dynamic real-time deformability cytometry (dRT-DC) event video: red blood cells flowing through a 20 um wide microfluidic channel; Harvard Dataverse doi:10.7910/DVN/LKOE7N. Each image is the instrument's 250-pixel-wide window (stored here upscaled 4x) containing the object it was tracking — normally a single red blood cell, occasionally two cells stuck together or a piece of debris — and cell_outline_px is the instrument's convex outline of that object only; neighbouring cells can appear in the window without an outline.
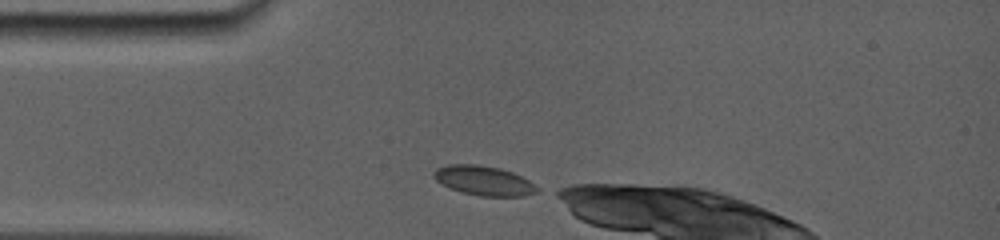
{"species": "common noctule bat (a hibernating species)", "species_latin": "Nyctalus noctula", "temperature_condition": "room temperature", "stored_images_in_passage": 46, "camera_frame_rate_fps": 5000, "um_per_image_px": 0.085, "animal": {"sex": "female", "body_mass_g": 19.0, "forearm_length_mm": 56.7}, "frame": {"image": 1, "passage_image": 1, "time_ms": 0.0, "image_size_px": [1000, 240], "cell_outline_px": [[540, 188], [536, 192], [524, 196], [480, 196], [460, 192], [436, 180], [432, 176], [432, 172], [436, 168], [448, 164], [476, 164], [500, 168], [512, 172], [528, 180]], "centroid_in_image_um": [41.11, 15.35], "position_along_channel_um": 43.9, "area_um2": 17.74}}
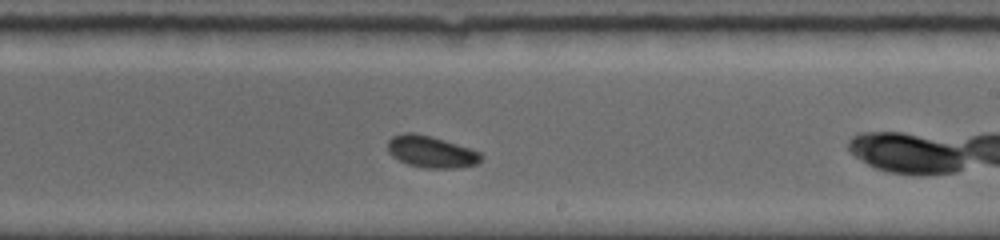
{"frame": {"image": 2, "passage_image": 22, "time_ms": 5.8, "image_size_px": [1000, 240], "cell_outline_px": [[484, 156], [476, 164], [456, 168], [424, 168], [408, 164], [392, 156], [388, 152], [388, 140], [392, 136], [404, 132], [412, 132], [432, 136], [480, 152]], "centroid_in_image_um": [36.62, 12.89], "position_along_channel_um": 252.4, "area_um2": 17.22}}
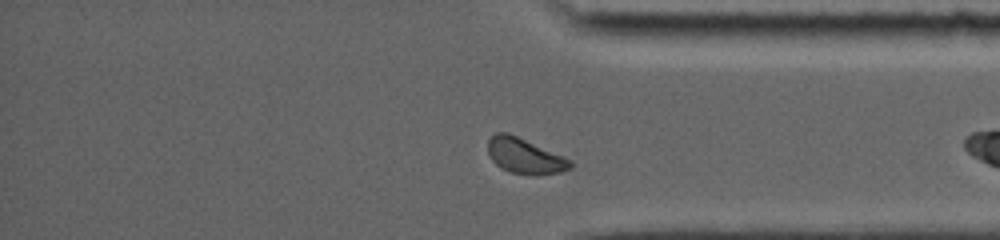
{"frame": {"image": 3, "passage_image": 39, "time_ms": 9.4, "image_size_px": [1000, 240], "cell_outline_px": [[572, 168], [560, 172], [536, 176], [532, 176], [512, 172], [500, 168], [492, 160], [488, 152], [488, 140], [496, 132], [508, 132], [564, 156], [572, 160]], "centroid_in_image_um": [44.62, 13.26], "position_along_channel_um": 390.6, "area_um2": 17.17}, "authors_computed_cell_mechanics": {"area_um2": 17.1088, "velocity_mm_per_s": 3.8366, "shape_relaxation_time_tau1_ms": 1.7976, "shape_relaxation_time_tau2_ms": null, "deformation_change_tau1": 0.0556, "deformation_change_tau2": null}}